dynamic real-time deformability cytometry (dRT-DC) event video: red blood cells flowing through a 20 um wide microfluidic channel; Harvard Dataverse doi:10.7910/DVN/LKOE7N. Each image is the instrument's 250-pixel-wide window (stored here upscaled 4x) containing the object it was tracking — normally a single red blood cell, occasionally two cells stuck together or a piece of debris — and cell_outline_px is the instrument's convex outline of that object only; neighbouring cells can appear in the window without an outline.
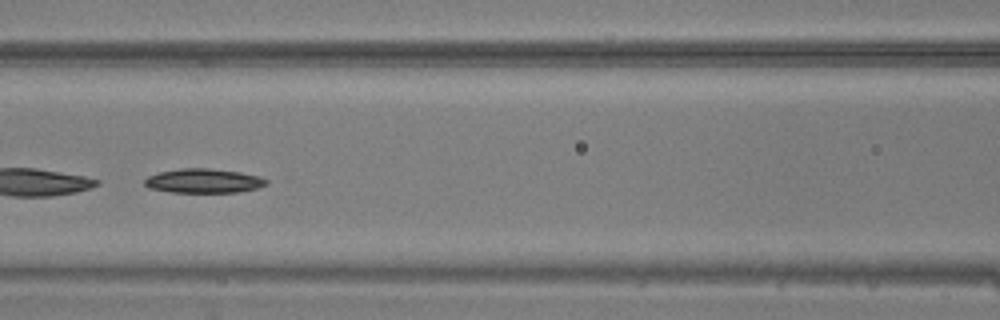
{"species": "common noctule bat (a hibernating species)", "species_latin": "Nyctalus noctula", "temperature_condition": "warm", "stored_images_in_passage": 45, "camera_frame_rate_fps": 3000, "um_per_image_px": 0.085, "animal": {"sex": "male", "body_mass_g": 20.5, "forearm_length_mm": 52.5}, "frame": {"image": 1, "passage_image": 20, "time_ms": 6.333, "image_size_px": [1000, 320], "cell_outline_px": [[268, 184], [256, 188], [236, 192], [172, 192], [148, 188], [144, 184], [144, 180], [148, 176], [160, 172], [180, 168], [208, 168], [240, 172], [260, 176], [268, 180]], "centroid_in_image_um": [17.3, 15.37], "position_along_channel_um": 149.3, "area_um2": 17.17}}
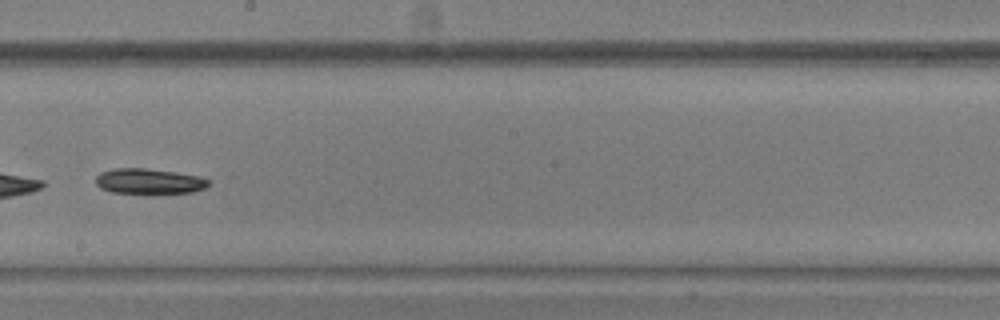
{"frame": {"image": 2, "passage_image": 26, "time_ms": 8.333, "image_size_px": [1000, 320], "cell_outline_px": [[208, 184], [204, 188], [192, 192], [112, 192], [100, 188], [96, 184], [96, 176], [100, 172], [116, 168], [144, 168], [176, 172], [200, 176], [208, 180]], "centroid_in_image_um": [12.63, 15.38], "position_along_channel_um": 235.6, "area_um2": 16.24}}